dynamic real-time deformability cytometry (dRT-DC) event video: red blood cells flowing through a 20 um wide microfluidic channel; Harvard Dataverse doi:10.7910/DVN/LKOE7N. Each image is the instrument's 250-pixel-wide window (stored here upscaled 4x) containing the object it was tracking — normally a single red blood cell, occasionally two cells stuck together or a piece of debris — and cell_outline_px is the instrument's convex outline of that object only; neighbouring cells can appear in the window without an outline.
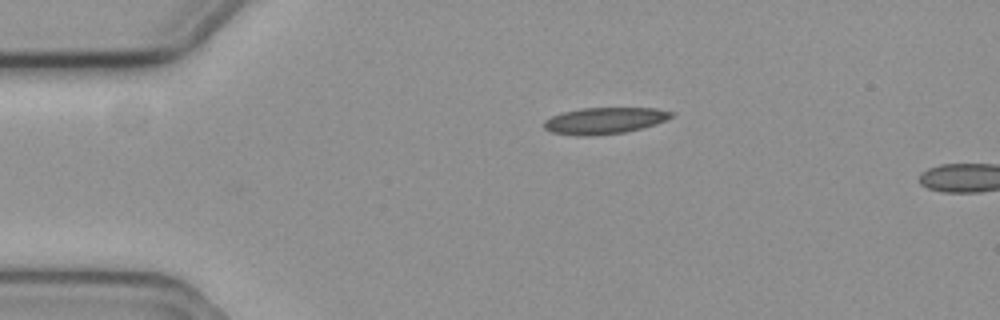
{"species": "common noctule bat (a hibernating species)", "species_latin": "Nyctalus noctula", "temperature_condition": "cold", "stored_images_in_passage": 2, "camera_frame_rate_fps": 3000, "um_per_image_px": 0.085, "animal": {"sex": "female", "body_mass_g": 19.3, "forearm_length_mm": 54.1}, "frame": {"image": 1, "passage_image": 1, "time_ms": 0.0, "image_size_px": [1000, 320], "cell_outline_px": [[672, 116], [656, 124], [624, 132], [592, 136], [576, 136], [552, 132], [544, 128], [544, 120], [552, 116], [564, 112], [580, 108], [656, 108], [672, 112]], "centroid_in_image_um": [51.34, 10.26], "position_along_channel_um": 33.7, "area_um2": 19.48}}